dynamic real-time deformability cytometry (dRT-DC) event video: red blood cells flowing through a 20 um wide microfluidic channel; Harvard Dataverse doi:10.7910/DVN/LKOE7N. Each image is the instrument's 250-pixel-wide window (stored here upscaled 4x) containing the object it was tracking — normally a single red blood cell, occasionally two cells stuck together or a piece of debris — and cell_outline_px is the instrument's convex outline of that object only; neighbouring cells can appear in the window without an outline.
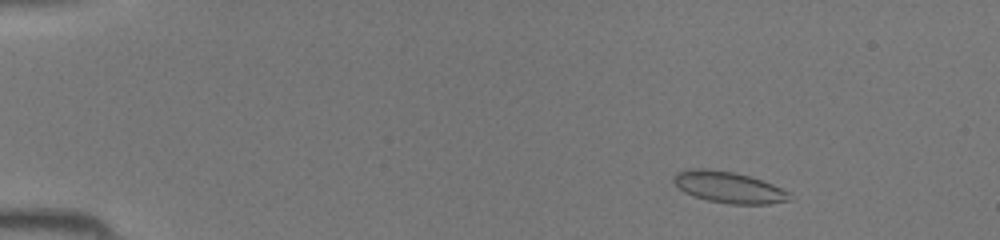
{"species": "common noctule bat (a hibernating species)", "species_latin": "Nyctalus noctula", "temperature_condition": "room temperature", "stored_images_in_passage": 43, "camera_frame_rate_fps": 3000, "um_per_image_px": 0.085, "animal": {"sex": "female", "body_mass_g": 19.5, "forearm_length_mm": 54.1}, "frame": {"image": 1, "passage_image": 5, "time_ms": 1.333, "image_size_px": [1000, 240], "cell_outline_px": [[792, 200], [768, 204], [732, 204], [708, 200], [684, 192], [672, 180], [676, 172], [688, 168], [704, 168], [736, 172], [772, 184], [788, 192]], "centroid_in_image_um": [61.92, 15.9], "position_along_channel_um": 23.1, "area_um2": 20.98}}
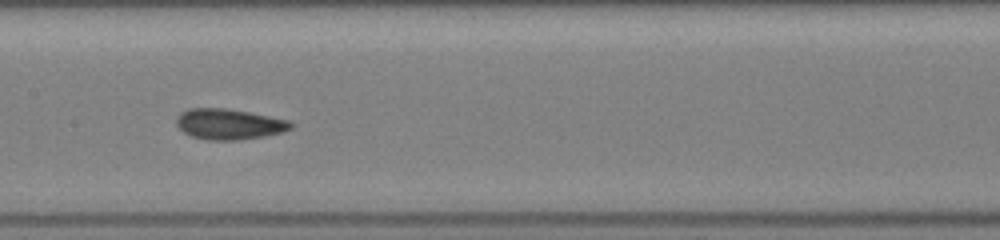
{"frame": {"image": 2, "passage_image": 22, "time_ms": 7.0, "image_size_px": [1000, 240], "cell_outline_px": [[296, 124], [292, 128], [284, 132], [264, 136], [236, 140], [204, 140], [192, 136], [184, 132], [176, 124], [176, 116], [180, 112], [188, 108], [224, 108], [248, 112], [288, 120]], "centroid_in_image_um": [19.46, 10.55], "position_along_channel_um": 187.9, "area_um2": 20.52}}
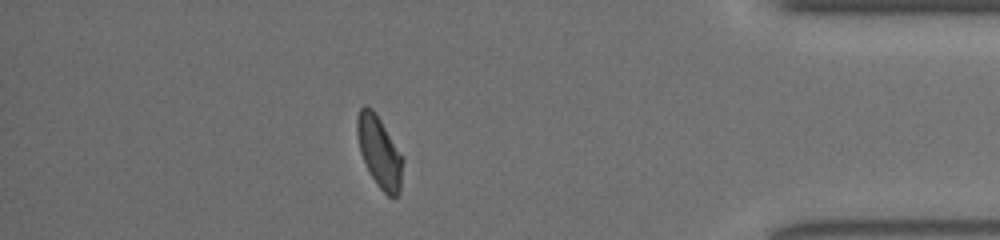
{"frame": {"image": 3, "passage_image": 38, "time_ms": 12.333, "image_size_px": [1000, 240], "cell_outline_px": [[404, 160], [400, 192], [396, 196], [388, 196], [376, 184], [360, 152], [356, 136], [356, 116], [360, 108], [364, 104], [372, 108], [376, 112], [404, 156]], "centroid_in_image_um": [32.26, 12.86], "position_along_channel_um": 402.9, "area_um2": 19.36}}